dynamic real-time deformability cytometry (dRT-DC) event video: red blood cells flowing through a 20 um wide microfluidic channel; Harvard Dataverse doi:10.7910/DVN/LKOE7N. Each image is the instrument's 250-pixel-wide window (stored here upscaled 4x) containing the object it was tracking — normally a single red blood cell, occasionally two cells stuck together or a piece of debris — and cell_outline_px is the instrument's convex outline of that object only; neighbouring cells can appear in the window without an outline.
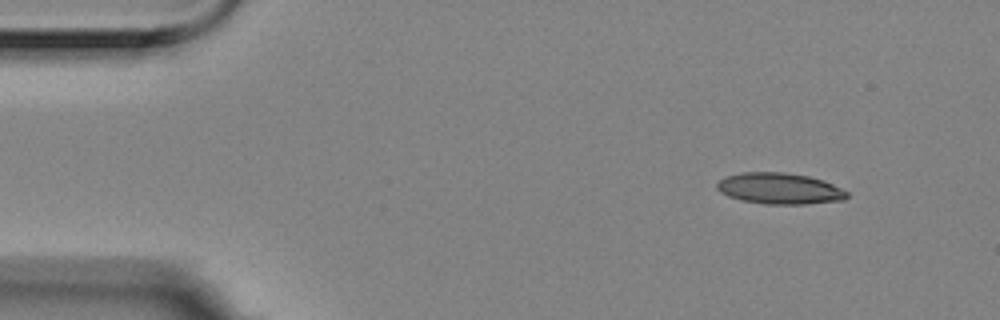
{"species": "Egyptian fruit bat (a non-hibernating species)", "species_latin": "Rousettus aegyptiacus", "temperature_condition": "room temperature", "stored_images_in_passage": 3, "camera_frame_rate_fps": 3000, "um_per_image_px": 0.085, "animal": {"sex": "female"}, "frame": {"image": 1, "passage_image": 1, "time_ms": 0.0, "image_size_px": [1000, 320], "cell_outline_px": [[848, 196], [844, 200], [808, 204], [764, 204], [740, 200], [728, 196], [720, 192], [716, 188], [716, 184], [720, 180], [728, 176], [740, 172], [784, 172], [808, 176], [824, 180], [848, 192]], "centroid_in_image_um": [66.26, 16.03], "position_along_channel_um": 18.7, "area_um2": 23.7}}